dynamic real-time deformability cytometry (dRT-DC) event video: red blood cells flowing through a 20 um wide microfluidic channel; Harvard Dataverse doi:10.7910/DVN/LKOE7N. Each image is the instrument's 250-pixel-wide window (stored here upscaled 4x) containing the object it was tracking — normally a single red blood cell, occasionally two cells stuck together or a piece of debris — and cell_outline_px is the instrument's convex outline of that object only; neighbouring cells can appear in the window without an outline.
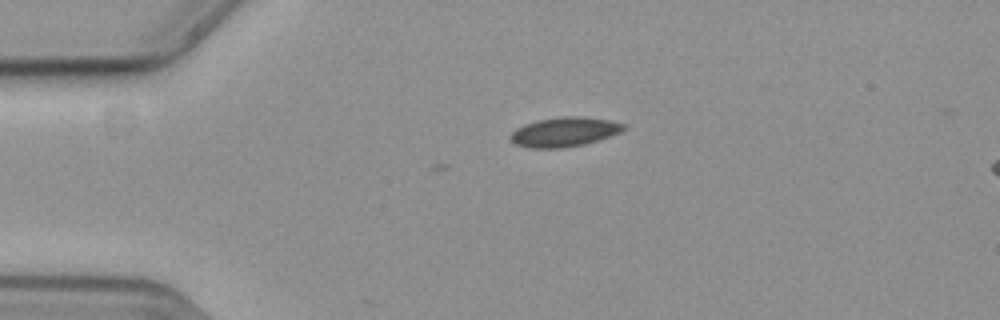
{"species": "common noctule bat (a hibernating species)", "species_latin": "Nyctalus noctula", "temperature_condition": "cold", "stored_images_in_passage": 6, "camera_frame_rate_fps": 3000, "um_per_image_px": 0.085, "animal": {"sex": "female", "body_mass_g": 19.3, "forearm_length_mm": 54.1}, "frame": {"image": 1, "passage_image": 1, "time_ms": 0.0, "image_size_px": [1000, 320], "cell_outline_px": [[628, 128], [620, 132], [584, 144], [564, 148], [528, 148], [516, 144], [508, 136], [516, 128], [524, 124], [536, 120], [564, 116], [584, 116], [612, 120], [628, 124]], "centroid_in_image_um": [48.0, 11.2], "position_along_channel_um": 37.0, "area_um2": 19.65}}